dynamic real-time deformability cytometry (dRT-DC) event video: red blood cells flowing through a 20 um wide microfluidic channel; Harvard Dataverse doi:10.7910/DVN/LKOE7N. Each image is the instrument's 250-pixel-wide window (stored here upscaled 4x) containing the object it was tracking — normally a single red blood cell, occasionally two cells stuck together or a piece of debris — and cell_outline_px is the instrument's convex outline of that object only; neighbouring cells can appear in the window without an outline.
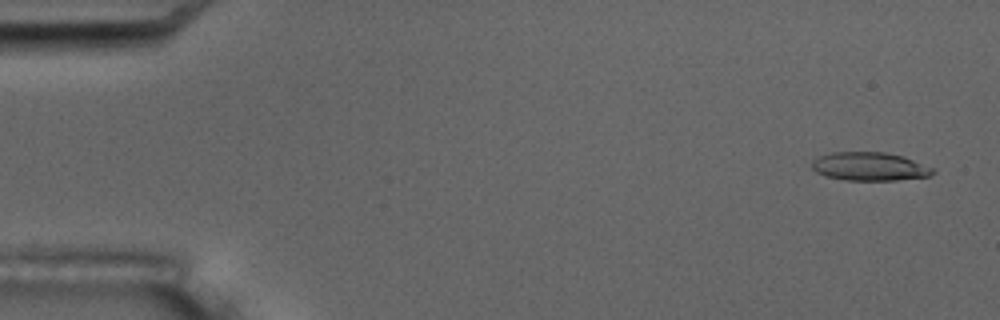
{"species": "common noctule bat (a hibernating species)", "species_latin": "Nyctalus noctula", "temperature_condition": "room temperature", "stored_images_in_passage": 4, "camera_frame_rate_fps": 3000, "um_per_image_px": 0.085, "animal": {"sex": "male", "body_mass_g": 17.5, "forearm_length_mm": 52.3}, "frame": {"image": 1, "passage_image": 1, "time_ms": 0.0, "image_size_px": [1000, 320], "cell_outline_px": [[936, 172], [932, 176], [896, 180], [844, 180], [824, 176], [816, 172], [812, 168], [812, 160], [820, 156], [832, 152], [884, 152], [904, 156], [932, 168]], "centroid_in_image_um": [73.91, 14.16], "position_along_channel_um": 11.1, "area_um2": 20.11}}